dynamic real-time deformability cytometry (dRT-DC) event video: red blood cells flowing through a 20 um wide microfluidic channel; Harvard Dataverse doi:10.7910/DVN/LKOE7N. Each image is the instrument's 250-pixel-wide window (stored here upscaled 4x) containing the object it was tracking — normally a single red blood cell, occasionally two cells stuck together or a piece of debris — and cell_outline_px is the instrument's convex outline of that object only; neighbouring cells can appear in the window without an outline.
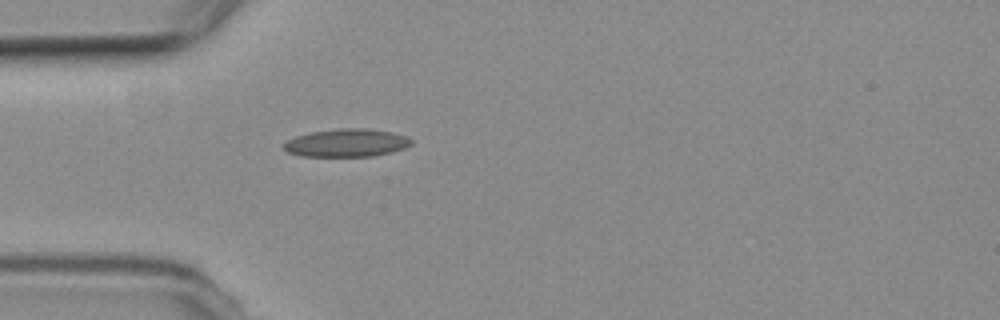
{"species": "common noctule bat (a hibernating species)", "species_latin": "Nyctalus noctula", "temperature_condition": "room temperature", "stored_images_in_passage": 5, "camera_frame_rate_fps": 3000, "um_per_image_px": 0.085, "animal": {"sex": "female", "body_mass_g": 19.3, "forearm_length_mm": 54.1}, "frame": {"image": 1, "passage_image": 5, "time_ms": 5.333, "image_size_px": [1000, 320], "cell_outline_px": [[412, 144], [404, 148], [392, 152], [372, 156], [300, 156], [288, 152], [280, 144], [296, 136], [312, 132], [340, 128], [368, 128], [392, 132], [404, 136], [412, 140]], "centroid_in_image_um": [29.44, 12.14], "position_along_channel_um": 55.6, "area_um2": 20.75}}